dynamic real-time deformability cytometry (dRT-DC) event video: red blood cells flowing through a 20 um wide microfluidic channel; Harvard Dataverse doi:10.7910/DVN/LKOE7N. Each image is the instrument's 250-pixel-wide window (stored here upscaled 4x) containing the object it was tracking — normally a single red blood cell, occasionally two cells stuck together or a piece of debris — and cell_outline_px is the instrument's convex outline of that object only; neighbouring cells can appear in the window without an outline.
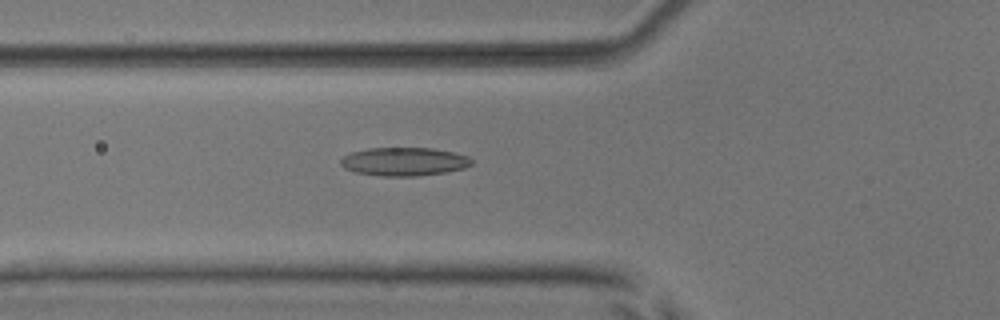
{"species": "common noctule bat (a hibernating species)", "species_latin": "Nyctalus noctula", "temperature_condition": "room temperature", "stored_images_in_passage": 53, "camera_frame_rate_fps": 3000, "um_per_image_px": 0.085, "animal": {"sex": "male", "body_mass_g": 17.9, "forearm_length_mm": 54.2}, "frame": {"image": 1, "passage_image": 20, "time_ms": 6.333, "image_size_px": [1000, 320], "cell_outline_px": [[472, 164], [464, 168], [444, 172], [416, 176], [384, 176], [356, 172], [344, 168], [340, 164], [340, 160], [344, 156], [352, 152], [368, 148], [432, 148], [452, 152], [468, 156], [472, 160]], "centroid_in_image_um": [34.34, 13.73], "position_along_channel_um": 91.5, "area_um2": 21.5}}
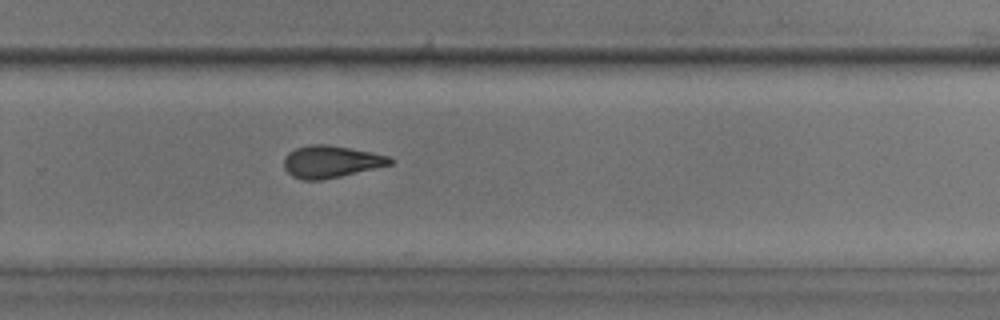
{"frame": {"image": 2, "passage_image": 36, "time_ms": 11.667, "image_size_px": [1000, 320], "cell_outline_px": [[392, 164], [340, 176], [320, 180], [300, 180], [292, 176], [284, 168], [284, 160], [288, 152], [296, 148], [308, 144], [328, 144], [388, 156], [392, 160]], "centroid_in_image_um": [28.07, 13.74], "position_along_channel_um": 301.7, "area_um2": 19.59}}
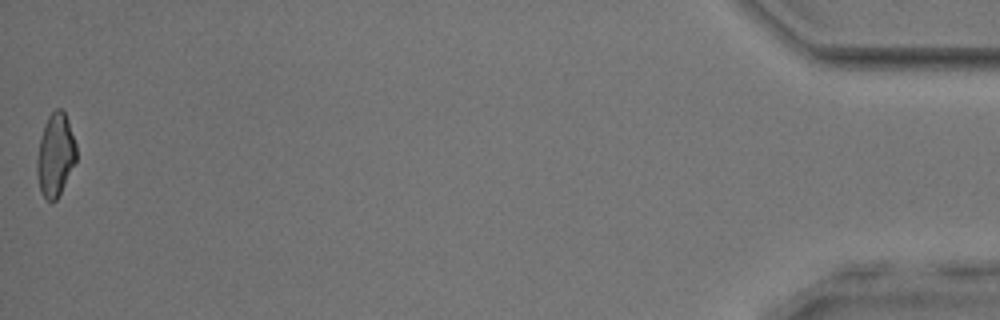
{"frame": {"image": 3, "passage_image": 53, "time_ms": 17.333, "image_size_px": [1000, 320], "cell_outline_px": [[76, 160], [56, 200], [48, 200], [40, 192], [36, 172], [36, 160], [40, 140], [44, 124], [48, 116], [56, 108], [60, 108], [64, 112], [68, 120], [76, 144]], "centroid_in_image_um": [4.69, 13.14], "position_along_channel_um": 430.5, "area_um2": 18.79}, "authors_computed_cell_mechanics": {"area_um2": 20.1722, "velocity_mm_per_s": 3.9523, "shape_relaxation_time_tau1_ms": null, "shape_relaxation_time_tau2_ms": 4.011, "deformation_change_tau1": null, "deformation_change_tau2": 0.1213}}